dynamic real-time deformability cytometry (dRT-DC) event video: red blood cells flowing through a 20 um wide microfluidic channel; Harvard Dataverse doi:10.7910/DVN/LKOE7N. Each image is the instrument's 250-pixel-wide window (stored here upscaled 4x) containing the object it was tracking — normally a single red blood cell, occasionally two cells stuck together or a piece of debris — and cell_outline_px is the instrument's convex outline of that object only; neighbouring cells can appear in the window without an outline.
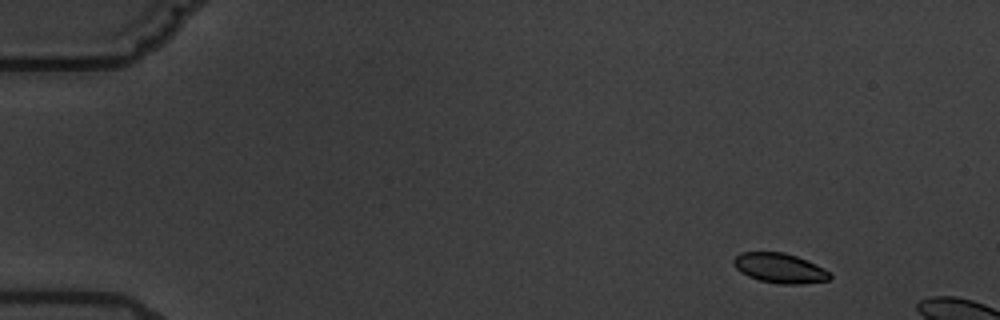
{"species": "common noctule bat (a hibernating species)", "species_latin": "Nyctalus noctula", "temperature_condition": "warm", "stored_images_in_passage": 4, "camera_frame_rate_fps": 3000, "um_per_image_px": 0.085, "animal": {"sex": "male", "body_mass_g": 19.5, "forearm_length_mm": 54.6}, "frame": {"image": 1, "passage_image": 2, "time_ms": 1.0, "image_size_px": [1000, 320], "cell_outline_px": [[832, 276], [828, 280], [800, 284], [776, 284], [760, 280], [748, 276], [740, 272], [732, 264], [732, 260], [740, 252], [784, 252], [796, 256], [816, 264], [824, 268]], "centroid_in_image_um": [66.25, 22.79], "position_along_channel_um": 18.8, "area_um2": 16.76}}